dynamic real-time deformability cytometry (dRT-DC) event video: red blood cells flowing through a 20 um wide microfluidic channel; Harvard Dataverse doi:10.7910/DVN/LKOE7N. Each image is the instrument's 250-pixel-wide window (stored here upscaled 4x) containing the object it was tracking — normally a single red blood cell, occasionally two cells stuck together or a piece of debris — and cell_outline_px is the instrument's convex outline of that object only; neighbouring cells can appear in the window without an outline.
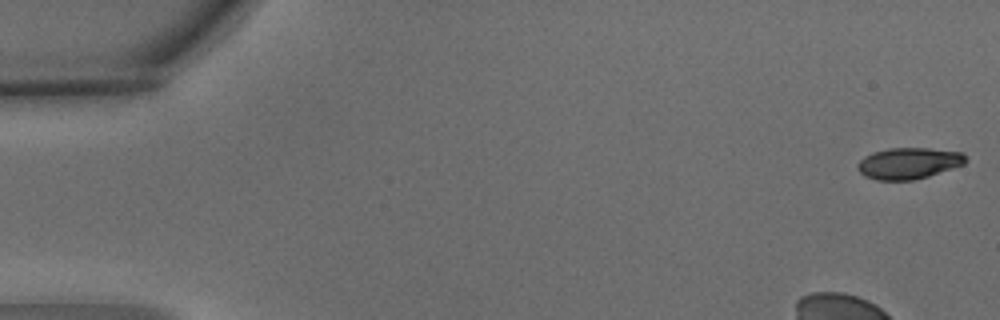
{"species": "common noctule bat (a hibernating species)", "species_latin": "Nyctalus noctula", "temperature_condition": "warm", "stored_images_in_passage": 6, "camera_frame_rate_fps": 3000, "um_per_image_px": 0.085, "animal": {"sex": "male", "body_mass_g": 15.6}, "frame": {"image": 1, "passage_image": 1, "time_ms": 0.0, "image_size_px": [1000, 320], "cell_outline_px": [[968, 160], [964, 164], [928, 176], [912, 180], [876, 180], [864, 176], [856, 168], [856, 164], [864, 156], [872, 152], [888, 148], [928, 148], [964, 152]], "centroid_in_image_um": [77.22, 13.87], "position_along_channel_um": 7.8, "area_um2": 19.88}}